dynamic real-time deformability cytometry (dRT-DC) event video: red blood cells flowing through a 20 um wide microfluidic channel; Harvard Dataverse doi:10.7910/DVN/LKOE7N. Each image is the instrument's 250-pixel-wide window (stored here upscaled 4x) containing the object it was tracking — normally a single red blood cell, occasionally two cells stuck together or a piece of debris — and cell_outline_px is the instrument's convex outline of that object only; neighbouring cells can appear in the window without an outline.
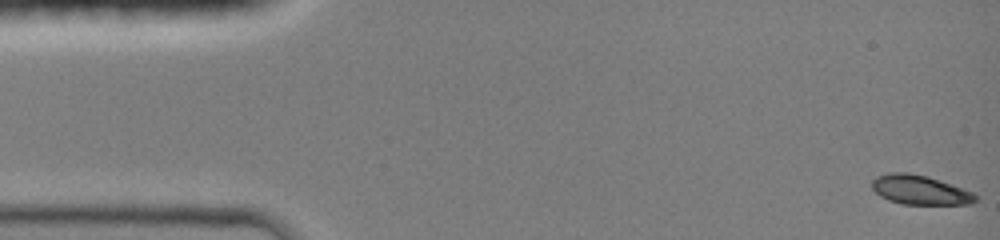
{"species": "common noctule bat (a hibernating species)", "species_latin": "Nyctalus noctula", "temperature_condition": "room temperature", "stored_images_in_passage": 46, "camera_frame_rate_fps": 3000, "um_per_image_px": 0.085, "animal": {"sex": "female", "body_mass_g": 19.0, "forearm_length_mm": 51.5}, "frame": {"image": 1, "passage_image": 1, "time_ms": 0.0, "image_size_px": [1000, 240], "cell_outline_px": [[976, 200], [968, 204], [904, 204], [888, 200], [880, 196], [872, 188], [872, 180], [876, 176], [892, 172], [908, 172], [924, 176], [972, 192], [976, 196]], "centroid_in_image_um": [78.12, 16.15], "position_along_channel_um": 6.9, "area_um2": 17.22}}
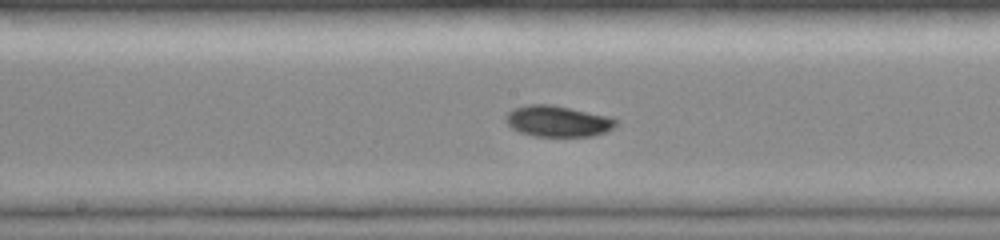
{"frame": {"image": 2, "passage_image": 24, "time_ms": 7.667, "image_size_px": [1000, 240], "cell_outline_px": [[616, 124], [608, 132], [592, 136], [532, 136], [520, 132], [512, 128], [504, 120], [504, 116], [512, 108], [528, 104], [552, 104], [612, 116], [616, 120]], "centroid_in_image_um": [47.4, 10.29], "position_along_channel_um": 200.8, "area_um2": 20.29}}
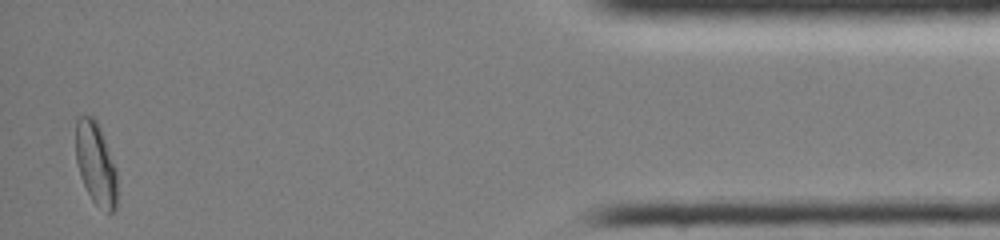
{"frame": {"image": 3, "passage_image": 45, "time_ms": 14.667, "image_size_px": [1000, 240], "cell_outline_px": [[116, 208], [112, 212], [108, 212], [96, 204], [92, 200], [80, 176], [76, 160], [76, 120], [80, 116], [92, 116], [96, 120], [100, 128], [116, 168]], "centroid_in_image_um": [8.13, 13.9], "position_along_channel_um": 427.1, "area_um2": 19.65}, "authors_computed_cell_mechanics": {"area_um2": 19.0451, "velocity_mm_per_s": 4.1586, "shape_relaxation_time_tau1_ms": 8.1003, "shape_relaxation_time_tau2_ms": 2.6372, "deformation_change_tau1": 0.164, "deformation_change_tau2": 0.0383}}